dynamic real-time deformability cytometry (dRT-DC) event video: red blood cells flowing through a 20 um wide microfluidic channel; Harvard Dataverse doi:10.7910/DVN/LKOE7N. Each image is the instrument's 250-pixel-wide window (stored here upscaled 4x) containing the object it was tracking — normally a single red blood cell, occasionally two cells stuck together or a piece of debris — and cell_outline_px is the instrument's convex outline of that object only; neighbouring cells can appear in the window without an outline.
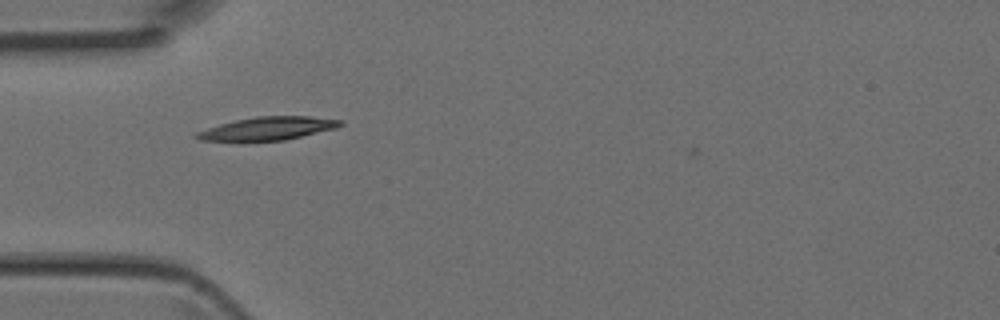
{"species": "Egyptian fruit bat (a non-hibernating species)", "species_latin": "Rousettus aegyptiacus", "temperature_condition": "room temperature", "stored_images_in_passage": 2, "camera_frame_rate_fps": 3000, "um_per_image_px": 0.085, "animal": {"sex": "female"}, "frame": {"image": 1, "passage_image": 2, "time_ms": 0.333, "image_size_px": [1000, 320], "cell_outline_px": [[344, 124], [336, 128], [284, 140], [240, 144], [236, 144], [200, 140], [192, 136], [196, 132], [220, 124], [236, 120], [256, 116], [308, 116], [344, 120]], "centroid_in_image_um": [22.65, 10.97], "position_along_channel_um": 62.3, "area_um2": 20.35}}